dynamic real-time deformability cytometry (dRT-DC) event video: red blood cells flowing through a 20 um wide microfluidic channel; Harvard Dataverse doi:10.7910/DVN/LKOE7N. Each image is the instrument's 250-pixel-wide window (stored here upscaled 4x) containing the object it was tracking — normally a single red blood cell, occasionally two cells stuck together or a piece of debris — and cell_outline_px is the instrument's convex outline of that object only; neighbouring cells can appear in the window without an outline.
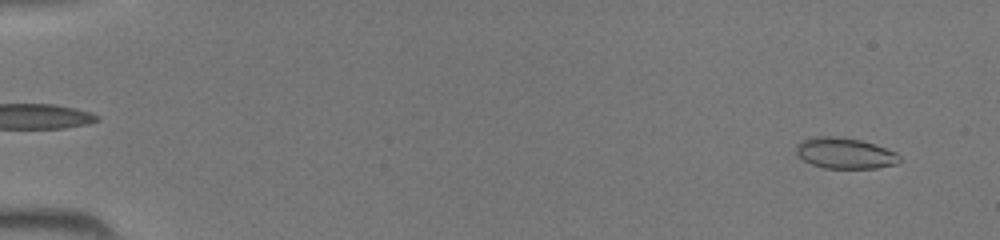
{"species": "common noctule bat (a hibernating species)", "species_latin": "Nyctalus noctula", "temperature_condition": "room temperature", "stored_images_in_passage": 46, "camera_frame_rate_fps": 3000, "um_per_image_px": 0.085, "animal": {"sex": "female", "body_mass_g": 19.5, "forearm_length_mm": 54.1}, "frame": {"image": 1, "passage_image": 3, "time_ms": 0.667, "image_size_px": [1000, 240], "cell_outline_px": [[900, 160], [896, 164], [876, 168], [824, 168], [812, 164], [804, 160], [796, 152], [796, 144], [800, 140], [816, 136], [836, 136], [860, 140], [896, 152], [900, 156]], "centroid_in_image_um": [71.79, 13.02], "position_along_channel_um": 13.2, "area_um2": 18.5}}
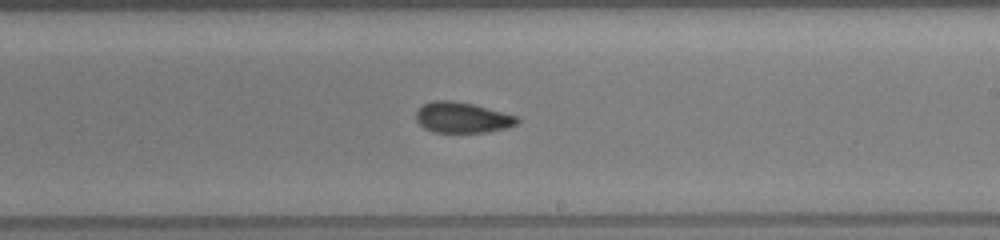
{"frame": {"image": 2, "passage_image": 28, "time_ms": 9.0, "image_size_px": [1000, 240], "cell_outline_px": [[520, 120], [516, 124], [508, 128], [488, 132], [432, 132], [424, 128], [416, 120], [416, 112], [424, 104], [432, 100], [452, 100], [472, 104], [520, 116]], "centroid_in_image_um": [39.32, 9.99], "position_along_channel_um": 249.7, "area_um2": 18.21}}
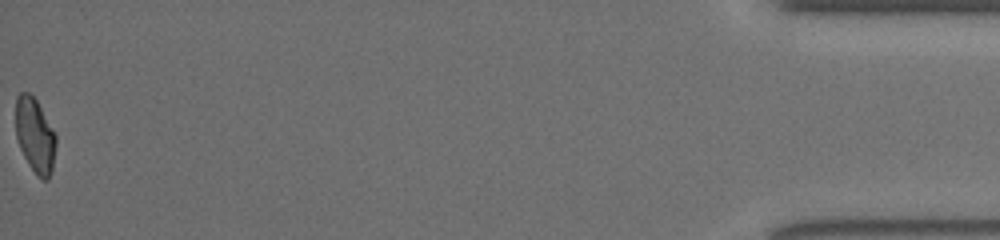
{"frame": {"image": 3, "passage_image": 46, "time_ms": 15.0, "image_size_px": [1000, 240], "cell_outline_px": [[56, 144], [52, 172], [48, 180], [44, 180], [36, 176], [28, 164], [20, 148], [16, 136], [16, 96], [20, 92], [28, 92], [36, 100], [56, 136]], "centroid_in_image_um": [2.97, 11.55], "position_along_channel_um": 432.2, "area_um2": 17.46}}